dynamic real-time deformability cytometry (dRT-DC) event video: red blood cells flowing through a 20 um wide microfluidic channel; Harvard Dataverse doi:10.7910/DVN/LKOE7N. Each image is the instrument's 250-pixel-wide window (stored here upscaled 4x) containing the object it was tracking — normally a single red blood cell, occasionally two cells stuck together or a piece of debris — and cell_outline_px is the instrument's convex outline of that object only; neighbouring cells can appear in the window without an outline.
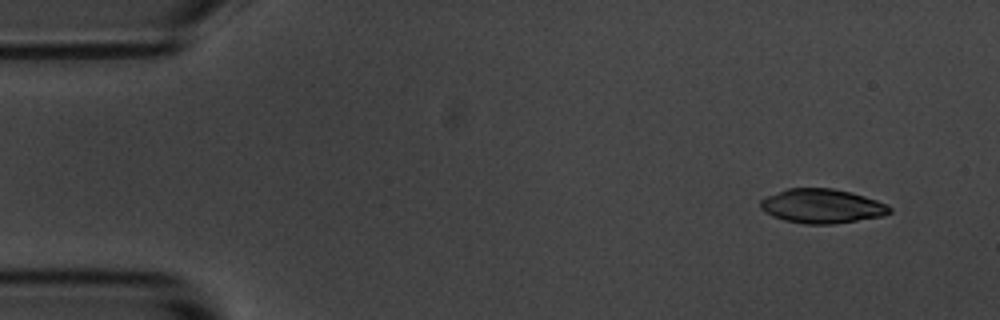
{"species": "common noctule bat (a hibernating species)", "species_latin": "Nyctalus noctula", "temperature_condition": "room temperature", "stored_images_in_passage": 5, "camera_frame_rate_fps": 3000, "um_per_image_px": 0.085, "animal": {"sex": "male", "body_mass_g": 20.1, "forearm_length_mm": 53.5}, "frame": {"image": 1, "passage_image": 1, "time_ms": 0.0, "image_size_px": [1000, 320], "cell_outline_px": [[892, 212], [884, 216], [832, 224], [804, 224], [784, 220], [772, 216], [764, 212], [760, 208], [760, 200], [768, 196], [788, 188], [832, 188], [852, 192], [888, 204], [892, 208]], "centroid_in_image_um": [69.88, 17.52], "position_along_channel_um": 15.1, "area_um2": 25.89}}
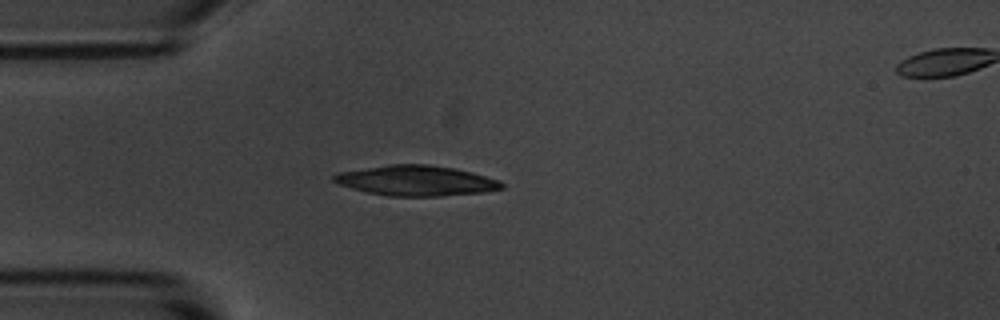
{"frame": {"image": 2, "passage_image": 4, "time_ms": 3.333, "image_size_px": [1000, 320], "cell_outline_px": [[504, 188], [484, 192], [444, 196], [388, 196], [368, 192], [336, 184], [332, 180], [332, 176], [336, 172], [388, 164], [428, 164], [456, 168], [472, 172], [500, 180], [504, 184]], "centroid_in_image_um": [35.36, 15.35], "position_along_channel_um": 49.6, "area_um2": 29.94}}